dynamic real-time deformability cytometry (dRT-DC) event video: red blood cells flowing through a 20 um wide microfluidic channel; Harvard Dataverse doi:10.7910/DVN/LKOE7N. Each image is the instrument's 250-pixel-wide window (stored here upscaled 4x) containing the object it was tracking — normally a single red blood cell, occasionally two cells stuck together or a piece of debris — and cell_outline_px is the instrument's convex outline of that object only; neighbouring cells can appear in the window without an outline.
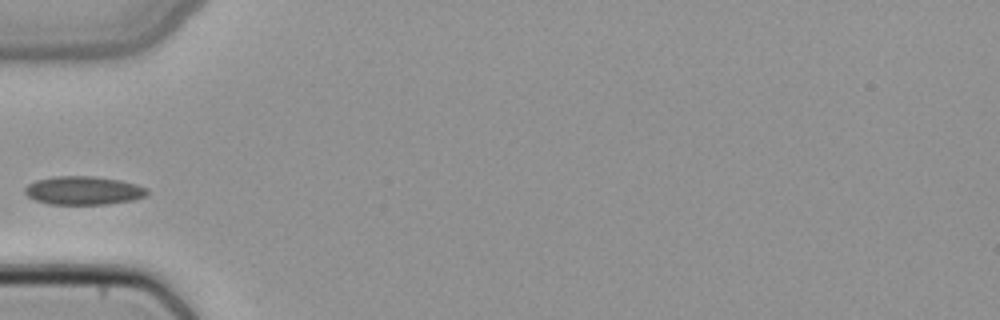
{"species": "common noctule bat (a hibernating species)", "species_latin": "Nyctalus noctula", "temperature_condition": "cold", "stored_images_in_passage": 34, "camera_frame_rate_fps": 3000, "um_per_image_px": 0.085, "animal": {"sex": "female", "body_mass_g": 22.7, "forearm_length_mm": 54.2}, "frame": {"image": 1, "passage_image": 1, "time_ms": 0.0, "image_size_px": [1000, 320], "cell_outline_px": [[148, 196], [132, 200], [108, 204], [48, 204], [36, 200], [28, 196], [24, 192], [24, 188], [28, 184], [36, 180], [52, 176], [92, 176], [120, 180], [136, 184], [148, 188]], "centroid_in_image_um": [7.11, 16.19], "position_along_channel_um": 77.9, "area_um2": 20.4}}
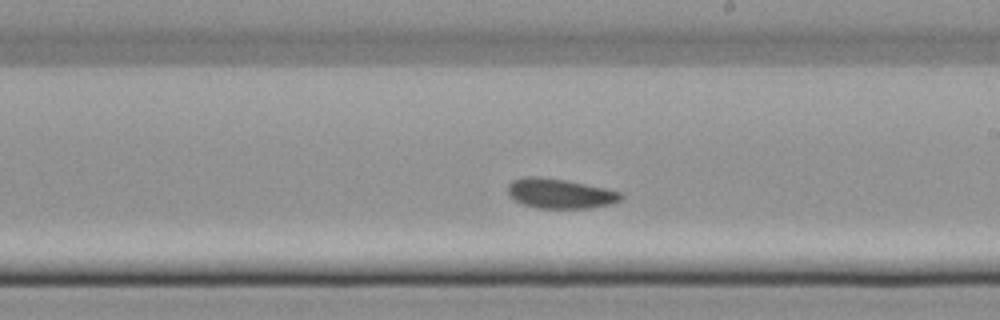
{"frame": {"image": 2, "passage_image": 13, "time_ms": 4.0, "image_size_px": [1000, 320], "cell_outline_px": [[624, 196], [620, 200], [612, 204], [592, 208], [536, 208], [524, 204], [508, 196], [508, 184], [512, 180], [524, 176], [540, 176], [564, 180], [604, 188], [620, 192]], "centroid_in_image_um": [47.58, 16.45], "position_along_channel_um": 241.4, "area_um2": 19.65}}
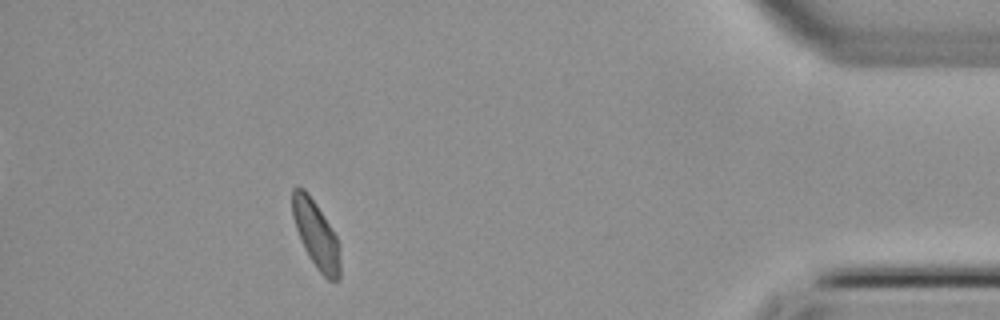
{"frame": {"image": 3, "passage_image": 29, "time_ms": 9.333, "image_size_px": [1000, 320], "cell_outline_px": [[340, 280], [328, 280], [316, 268], [308, 256], [304, 248], [296, 228], [292, 216], [292, 188], [304, 188], [308, 192], [316, 204], [336, 236], [340, 248]], "centroid_in_image_um": [26.87, 19.95], "position_along_channel_um": 408.3, "area_um2": 18.61}}